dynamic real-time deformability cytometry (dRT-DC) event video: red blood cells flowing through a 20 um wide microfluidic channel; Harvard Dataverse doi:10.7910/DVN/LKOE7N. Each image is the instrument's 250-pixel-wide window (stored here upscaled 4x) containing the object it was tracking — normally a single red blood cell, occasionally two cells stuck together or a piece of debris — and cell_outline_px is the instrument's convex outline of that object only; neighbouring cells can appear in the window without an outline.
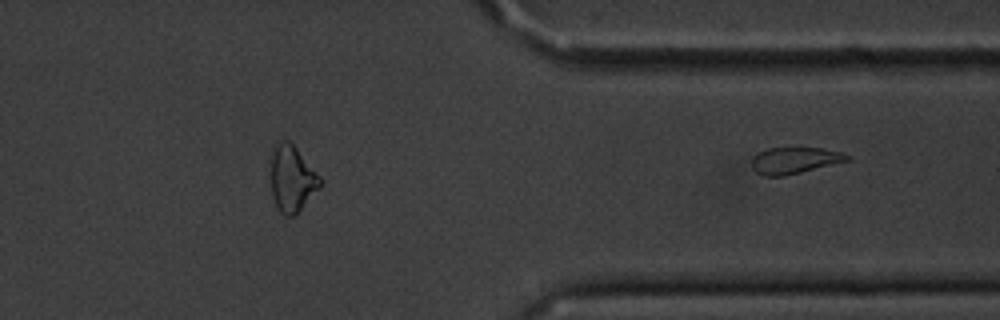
{"species": "common noctule bat (a hibernating species)", "species_latin": "Nyctalus noctula", "temperature_condition": "cold", "stored_images_in_passage": 37, "segment_of_instrument_passage": [2, 2], "camera_frame_rate_fps": 3000, "um_per_image_px": 0.085, "animal": {"sex": "male", "body_mass_g": 20.1, "forearm_length_mm": 53.5}, "frame": {"image": 1, "passage_image": 37, "time_ms": 12.0, "image_size_px": [1000, 320], "cell_outline_px": [[848, 160], [784, 176], [764, 176], [756, 172], [752, 168], [752, 156], [768, 148], [820, 148], [840, 152], [848, 156]], "centroid_in_image_um": [67.46, 13.64], "position_along_channel_um": 343.9, "area_um2": 14.33}}